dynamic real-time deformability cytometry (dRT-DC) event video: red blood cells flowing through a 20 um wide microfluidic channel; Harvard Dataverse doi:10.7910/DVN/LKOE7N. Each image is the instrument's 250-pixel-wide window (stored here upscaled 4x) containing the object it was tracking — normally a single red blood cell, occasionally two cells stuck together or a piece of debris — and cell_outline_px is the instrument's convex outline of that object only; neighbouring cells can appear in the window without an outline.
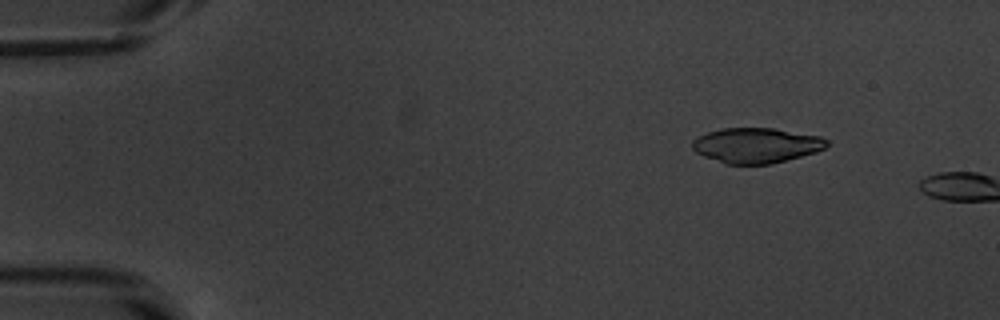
{"species": "common noctule bat (a hibernating species)", "species_latin": "Nyctalus noctula", "temperature_condition": "warm", "stored_images_in_passage": 3, "camera_frame_rate_fps": 3000, "um_per_image_px": 0.085, "animal": {"sex": "male", "body_mass_g": 20.1, "forearm_length_mm": 53.5}, "frame": {"image": 1, "passage_image": 1, "time_ms": 0.0, "image_size_px": [1000, 320], "cell_outline_px": [[828, 144], [824, 148], [816, 152], [772, 164], [724, 164], [704, 156], [696, 152], [692, 148], [692, 140], [708, 132], [720, 128], [772, 128], [820, 136], [828, 140]], "centroid_in_image_um": [64.28, 12.36], "position_along_channel_um": 20.7, "area_um2": 27.51}}